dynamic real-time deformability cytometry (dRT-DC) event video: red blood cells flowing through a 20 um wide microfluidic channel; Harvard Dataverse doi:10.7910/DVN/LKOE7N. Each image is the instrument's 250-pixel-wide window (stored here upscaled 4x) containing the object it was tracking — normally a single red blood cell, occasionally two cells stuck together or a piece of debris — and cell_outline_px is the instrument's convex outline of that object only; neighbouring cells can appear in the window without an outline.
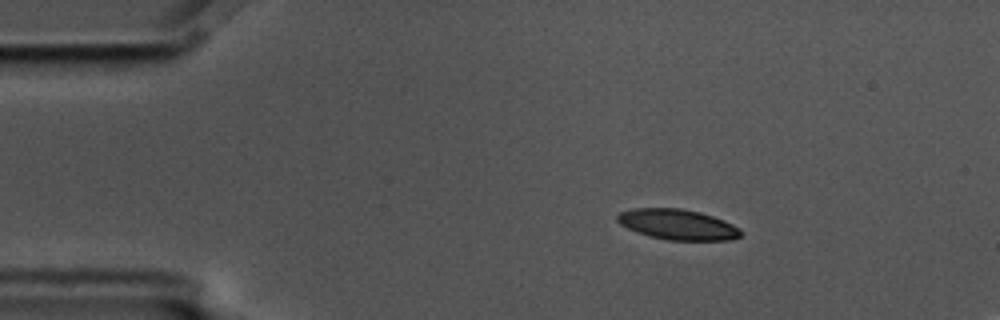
{"species": "common noctule bat (a hibernating species)", "species_latin": "Nyctalus noctula", "temperature_condition": "cold", "stored_images_in_passage": 3, "camera_frame_rate_fps": 3000, "um_per_image_px": 0.085, "animal": {"sex": "male", "body_mass_g": 17.5, "forearm_length_mm": 52.3}, "frame": {"image": 1, "passage_image": 1, "time_ms": 0.0, "image_size_px": [1000, 320], "cell_outline_px": [[740, 236], [732, 240], [668, 240], [648, 236], [636, 232], [620, 224], [616, 220], [616, 216], [620, 212], [632, 208], [680, 208], [700, 212], [724, 220], [740, 228]], "centroid_in_image_um": [57.57, 19.08], "position_along_channel_um": 27.4, "area_um2": 21.96}}